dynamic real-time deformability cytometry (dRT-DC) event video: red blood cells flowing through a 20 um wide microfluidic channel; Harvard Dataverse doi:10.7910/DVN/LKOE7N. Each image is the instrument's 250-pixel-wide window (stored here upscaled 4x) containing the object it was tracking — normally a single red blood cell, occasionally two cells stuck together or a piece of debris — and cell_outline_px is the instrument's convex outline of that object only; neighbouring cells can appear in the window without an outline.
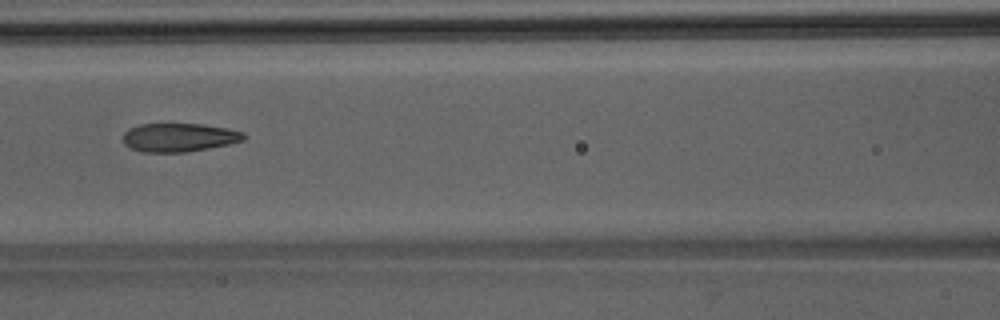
{"species": "Egyptian fruit bat (a non-hibernating species)", "species_latin": "Rousettus aegyptiacus", "temperature_condition": "room temperature", "stored_images_in_passage": 49, "camera_frame_rate_fps": 3000, "um_per_image_px": 0.085, "animal": {"sex": "male"}, "frame": {"image": 1, "passage_image": 22, "time_ms": 7.0, "image_size_px": [1000, 320], "cell_outline_px": [[244, 140], [228, 144], [208, 148], [184, 152], [144, 152], [132, 148], [124, 144], [124, 132], [128, 128], [140, 124], [204, 124], [228, 128], [244, 132]], "centroid_in_image_um": [15.22, 11.67], "position_along_channel_um": 151.4, "area_um2": 20.0}}
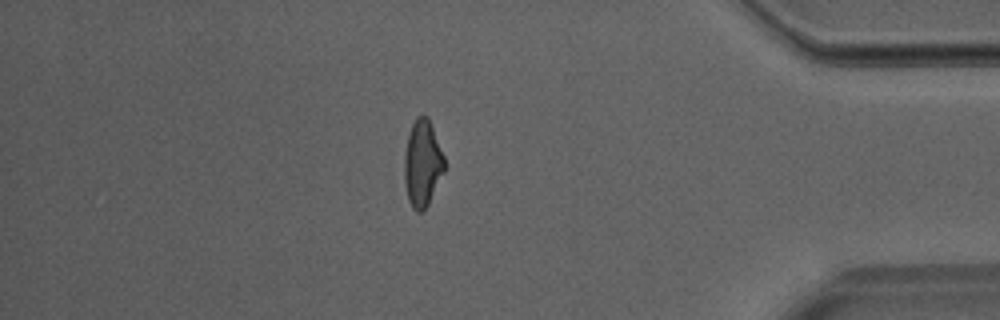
{"frame": {"image": 2, "passage_image": 42, "time_ms": 13.667, "image_size_px": [1000, 320], "cell_outline_px": [[444, 172], [424, 212], [416, 212], [412, 208], [408, 200], [404, 180], [404, 156], [408, 132], [416, 116], [428, 116], [444, 156]], "centroid_in_image_um": [35.89, 13.9], "position_along_channel_um": 399.3, "area_um2": 20.35}}
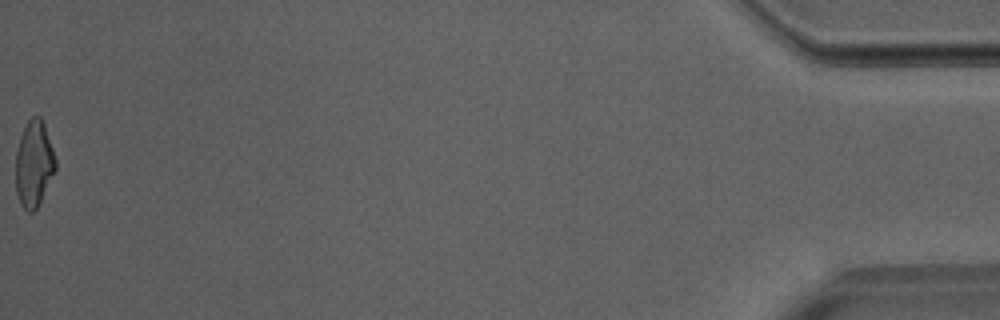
{"frame": {"image": 3, "passage_image": 49, "time_ms": 16.0, "image_size_px": [1000, 320], "cell_outline_px": [[56, 168], [36, 208], [32, 212], [28, 212], [20, 204], [16, 192], [16, 152], [20, 136], [28, 120], [32, 116], [40, 116], [44, 124], [56, 160]], "centroid_in_image_um": [2.86, 13.91], "position_along_channel_um": 432.3, "area_um2": 19.65}}